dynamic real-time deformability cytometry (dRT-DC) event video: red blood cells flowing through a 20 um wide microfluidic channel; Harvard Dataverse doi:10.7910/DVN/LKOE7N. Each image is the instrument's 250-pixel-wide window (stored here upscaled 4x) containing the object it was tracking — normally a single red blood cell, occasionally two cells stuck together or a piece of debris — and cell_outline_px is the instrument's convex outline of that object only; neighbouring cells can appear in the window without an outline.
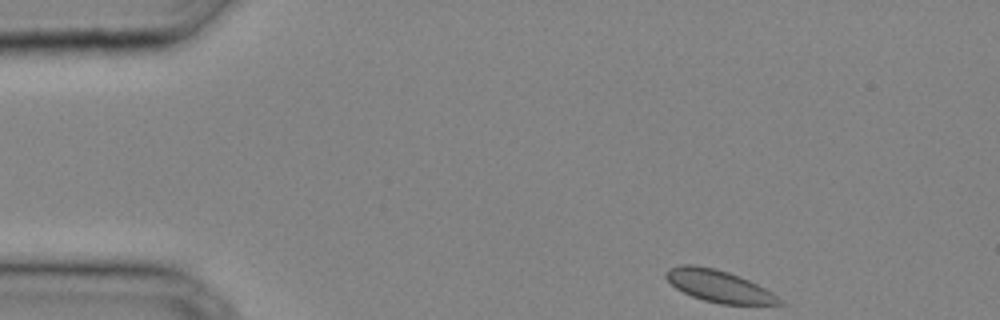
{"species": "common noctule bat (a hibernating species)", "species_latin": "Nyctalus noctula", "temperature_condition": "cold", "stored_images_in_passage": 32, "camera_frame_rate_fps": 3000, "um_per_image_px": 0.085, "animal": {"sex": "male", "body_mass_g": 20.4}, "frame": {"image": 1, "passage_image": 1, "time_ms": 0.0, "image_size_px": [1000, 320], "cell_outline_px": [[784, 304], [720, 304], [704, 300], [692, 296], [676, 288], [664, 276], [664, 272], [668, 268], [684, 264], [692, 264], [716, 268], [740, 276], [772, 292]], "centroid_in_image_um": [61.05, 24.3], "position_along_channel_um": 24.0, "area_um2": 20.92}}
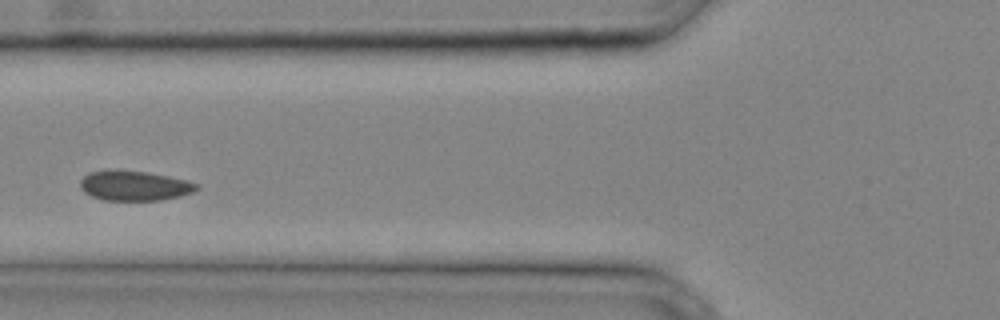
{"frame": {"image": 2, "passage_image": 10, "time_ms": 3.0, "image_size_px": [1000, 320], "cell_outline_px": [[200, 188], [192, 192], [180, 196], [160, 200], [104, 200], [92, 196], [84, 192], [80, 188], [80, 180], [84, 176], [92, 172], [148, 172], [168, 176], [200, 184]], "centroid_in_image_um": [11.47, 15.82], "position_along_channel_um": 114.3, "area_um2": 19.65}}
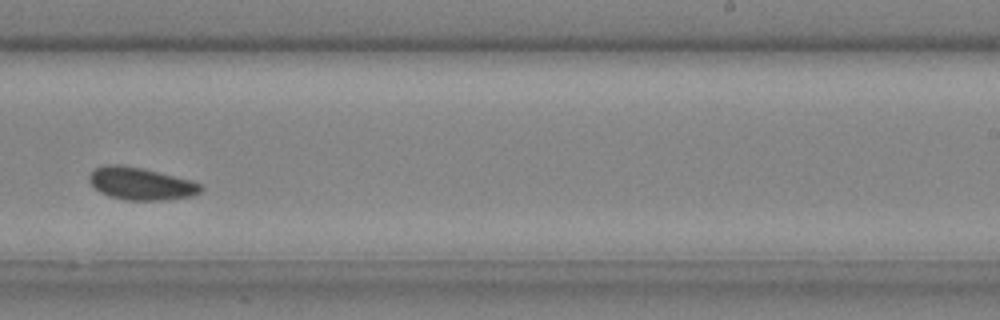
{"frame": {"image": 3, "passage_image": 19, "time_ms": 6.0, "image_size_px": [1000, 320], "cell_outline_px": [[204, 188], [200, 192], [192, 196], [164, 200], [124, 200], [108, 196], [100, 192], [88, 180], [88, 176], [96, 168], [104, 164], [120, 164], [144, 168], [188, 180], [200, 184]], "centroid_in_image_um": [11.94, 15.61], "position_along_channel_um": 277.1, "area_um2": 21.04}}